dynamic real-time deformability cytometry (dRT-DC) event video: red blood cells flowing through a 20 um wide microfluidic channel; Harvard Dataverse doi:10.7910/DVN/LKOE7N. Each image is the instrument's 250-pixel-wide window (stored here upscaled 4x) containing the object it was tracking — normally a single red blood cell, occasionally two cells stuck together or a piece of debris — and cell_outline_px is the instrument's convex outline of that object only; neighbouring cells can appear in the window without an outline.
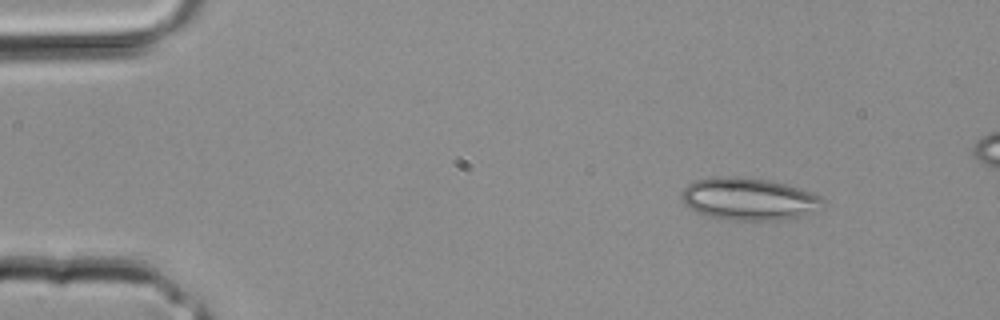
{"species": "common noctule bat (a hibernating species)", "species_latin": "Nyctalus noctula", "temperature_condition": "room temperature", "stored_images_in_passage": 3, "camera_frame_rate_fps": 3000, "um_per_image_px": 0.085, "animal": {"sex": "male", "body_mass_g": 20.4}, "frame": {"image": 1, "passage_image": 3, "time_ms": 0.667, "image_size_px": [1000, 320], "cell_outline_px": [[824, 204], [812, 212], [800, 216], [776, 220], [736, 220], [708, 216], [696, 212], [684, 204], [680, 196], [680, 192], [688, 184], [696, 180], [720, 176], [740, 176], [768, 180], [784, 184], [820, 196], [824, 200]], "centroid_in_image_um": [63.58, 16.91], "position_along_channel_um": 21.4, "area_um2": 34.56}}